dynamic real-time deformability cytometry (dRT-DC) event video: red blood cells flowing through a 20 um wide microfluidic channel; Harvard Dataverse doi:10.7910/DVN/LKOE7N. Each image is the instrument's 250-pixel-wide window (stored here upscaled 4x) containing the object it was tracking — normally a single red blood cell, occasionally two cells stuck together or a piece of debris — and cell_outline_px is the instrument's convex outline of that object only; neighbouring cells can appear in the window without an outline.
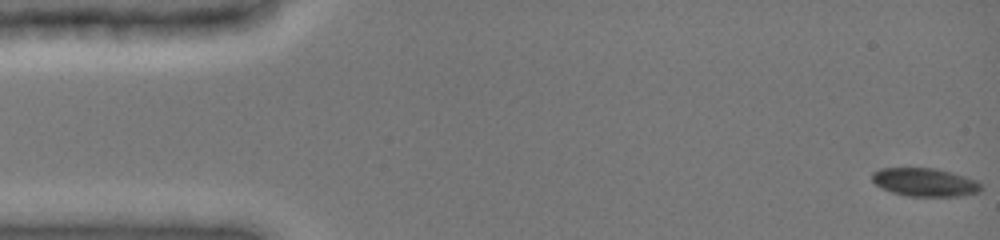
{"species": "common noctule bat (a hibernating species)", "species_latin": "Nyctalus noctula", "temperature_condition": "cold", "stored_images_in_passage": 46, "camera_frame_rate_fps": 3000, "um_per_image_px": 0.085, "animal": {"sex": "female", "body_mass_g": 19.0, "forearm_length_mm": 51.5}, "frame": {"image": 1, "passage_image": 1, "time_ms": 0.0, "image_size_px": [1000, 240], "cell_outline_px": [[980, 188], [976, 192], [956, 196], [908, 196], [892, 192], [876, 184], [872, 180], [872, 172], [884, 168], [932, 168], [948, 172], [972, 180], [980, 184]], "centroid_in_image_um": [78.51, 15.49], "position_along_channel_um": 6.5, "area_um2": 17.22}}
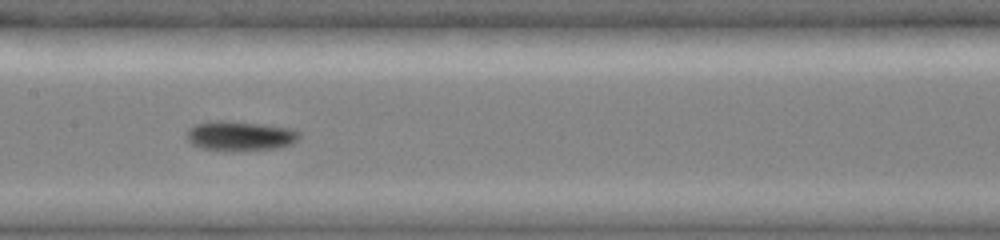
{"frame": {"image": 2, "passage_image": 26, "time_ms": 7.667, "image_size_px": [1000, 240], "cell_outline_px": [[300, 136], [292, 144], [276, 148], [200, 148], [192, 144], [188, 140], [184, 132], [188, 128], [196, 124], [208, 120], [220, 120], [260, 124], [292, 128], [300, 132]], "centroid_in_image_um": [20.37, 11.49], "position_along_channel_um": 187.0, "area_um2": 18.79}}
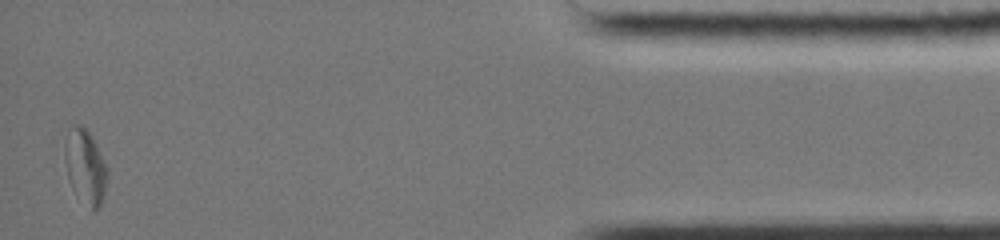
{"frame": {"image": 3, "passage_image": 46, "time_ms": 15.333, "image_size_px": [1000, 240], "cell_outline_px": [[108, 176], [104, 196], [100, 204], [92, 212], [68, 176], [64, 152], [64, 148], [68, 128], [72, 124], [80, 124], [92, 136], [108, 168]], "centroid_in_image_um": [7.28, 14.08], "position_along_channel_um": 427.9, "area_um2": 17.92}, "authors_computed_cell_mechanics": {"area_um2": 17.5134, "velocity_mm_per_s": 3.9884, "shape_relaxation_time_tau1_ms": 2.7511, "shape_relaxation_time_tau2_ms": null, "deformation_change_tau1": 0.0861, "deformation_change_tau2": null}}